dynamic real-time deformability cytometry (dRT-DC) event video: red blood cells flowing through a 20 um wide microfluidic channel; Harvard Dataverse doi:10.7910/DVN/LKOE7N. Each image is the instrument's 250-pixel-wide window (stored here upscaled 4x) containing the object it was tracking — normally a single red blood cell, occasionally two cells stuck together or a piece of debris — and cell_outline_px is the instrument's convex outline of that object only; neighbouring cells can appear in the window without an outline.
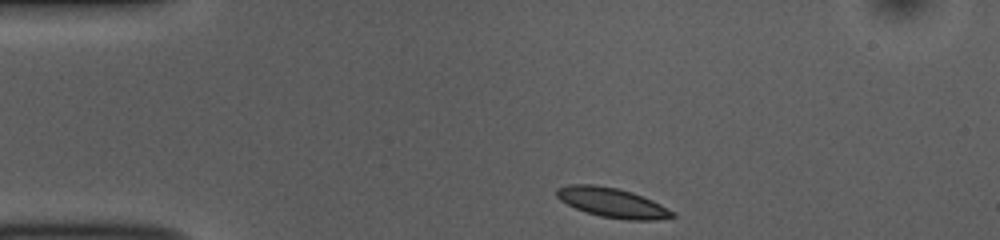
{"species": "common noctule bat (a hibernating species)", "species_latin": "Nyctalus noctula", "temperature_condition": "room temperature", "stored_images_in_passage": 38, "camera_frame_rate_fps": 3000, "um_per_image_px": 0.085, "animal": {"sex": "female", "body_mass_g": 10.0, "forearm_length_mm": 53.1}, "frame": {"image": 1, "passage_image": 1, "time_ms": 0.0, "image_size_px": [1000, 240], "cell_outline_px": [[676, 216], [656, 220], [624, 220], [600, 216], [576, 208], [560, 200], [556, 196], [556, 188], [568, 184], [592, 184], [616, 188], [632, 192], [644, 196], [676, 212]], "centroid_in_image_um": [52.06, 17.22], "position_along_channel_um": 32.9, "area_um2": 20.0}}
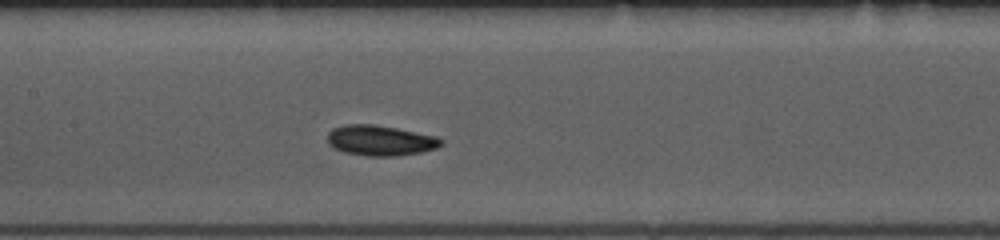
{"frame": {"image": 2, "passage_image": 16, "time_ms": 5.0, "image_size_px": [1000, 240], "cell_outline_px": [[444, 144], [436, 148], [420, 152], [396, 156], [368, 156], [344, 152], [328, 144], [328, 132], [332, 128], [344, 124], [372, 124], [396, 128], [436, 136], [444, 140]], "centroid_in_image_um": [32.33, 11.93], "position_along_channel_um": 175.1, "area_um2": 20.11}}
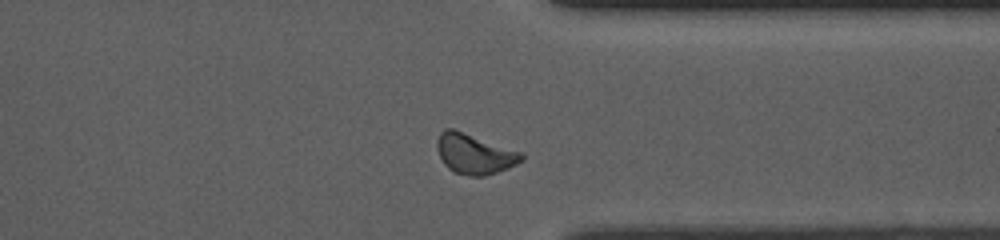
{"frame": {"image": 3, "passage_image": 32, "time_ms": 10.333, "image_size_px": [1000, 240], "cell_outline_px": [[524, 160], [508, 168], [484, 176], [468, 176], [456, 172], [448, 168], [444, 164], [436, 148], [436, 140], [440, 132], [444, 128], [452, 128], [524, 152]], "centroid_in_image_um": [40.34, 13.07], "position_along_channel_um": 371.1, "area_um2": 19.94}, "authors_computed_cell_mechanics": {"area_um2": 19.2763, "velocity_mm_per_s": 3.7087, "shape_relaxation_time_tau1_ms": 1.5369, "shape_relaxation_time_tau2_ms": 4.9808, "deformation_change_tau1": 0.0887, "deformation_change_tau2": 0.1013}}